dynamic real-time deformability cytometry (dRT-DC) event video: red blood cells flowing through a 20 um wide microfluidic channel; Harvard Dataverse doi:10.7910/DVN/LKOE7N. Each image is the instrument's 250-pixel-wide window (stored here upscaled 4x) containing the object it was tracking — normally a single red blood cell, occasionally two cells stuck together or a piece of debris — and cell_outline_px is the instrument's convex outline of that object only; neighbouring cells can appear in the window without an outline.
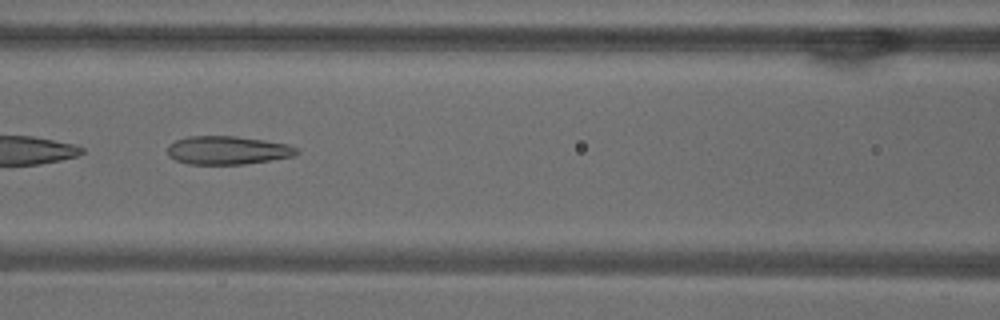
{"species": "common noctule bat (a hibernating species)", "species_latin": "Nyctalus noctula", "temperature_condition": "warm", "stored_images_in_passage": 50, "camera_frame_rate_fps": 3000, "um_per_image_px": 0.085, "animal": {"sex": "male", "body_mass_g": 18.8}, "frame": {"image": 1, "passage_image": 22, "time_ms": 7.0, "image_size_px": [1000, 320], "cell_outline_px": [[300, 152], [296, 156], [244, 164], [188, 164], [176, 160], [168, 156], [168, 144], [176, 140], [188, 136], [236, 136], [264, 140], [288, 144], [300, 148]], "centroid_in_image_um": [19.38, 12.77], "position_along_channel_um": 147.2, "area_um2": 21.56}, "authors_computed_cell_mechanics": {"area_um2": 24.9985, "velocity_mm_per_s": 3.8574, "shape_relaxation_time_tau1_ms": null, "shape_relaxation_time_tau2_ms": 1.8002, "deformation_change_tau1": null, "deformation_change_tau2": 0.1227}}